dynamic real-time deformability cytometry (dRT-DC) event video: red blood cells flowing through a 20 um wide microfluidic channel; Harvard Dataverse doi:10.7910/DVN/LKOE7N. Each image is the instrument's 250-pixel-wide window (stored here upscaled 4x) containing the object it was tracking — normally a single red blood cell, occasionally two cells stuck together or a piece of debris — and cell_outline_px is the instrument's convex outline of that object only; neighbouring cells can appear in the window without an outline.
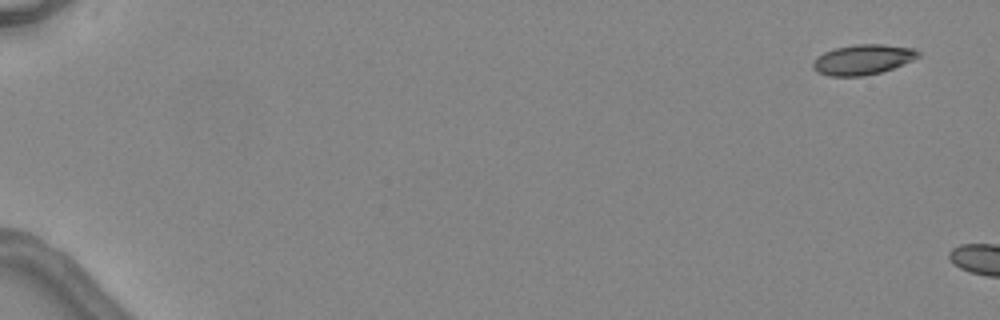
{"species": "common noctule bat (a hibernating species)", "species_latin": "Nyctalus noctula", "temperature_condition": "warm", "stored_images_in_passage": 2, "camera_frame_rate_fps": 3000, "um_per_image_px": 0.085, "animal": {"sex": "female", "body_mass_g": 24.6, "forearm_length_mm": 56.2}, "frame": {"image": 1, "passage_image": 1, "time_ms": 0.0, "image_size_px": [1000, 320], "cell_outline_px": [[920, 56], [912, 60], [892, 68], [880, 72], [864, 76], [828, 76], [816, 72], [812, 68], [812, 64], [816, 56], [824, 52], [836, 48], [856, 44], [884, 44], [916, 48], [920, 52]], "centroid_in_image_um": [73.32, 5.06], "position_along_channel_um": 11.7, "area_um2": 18.61}}